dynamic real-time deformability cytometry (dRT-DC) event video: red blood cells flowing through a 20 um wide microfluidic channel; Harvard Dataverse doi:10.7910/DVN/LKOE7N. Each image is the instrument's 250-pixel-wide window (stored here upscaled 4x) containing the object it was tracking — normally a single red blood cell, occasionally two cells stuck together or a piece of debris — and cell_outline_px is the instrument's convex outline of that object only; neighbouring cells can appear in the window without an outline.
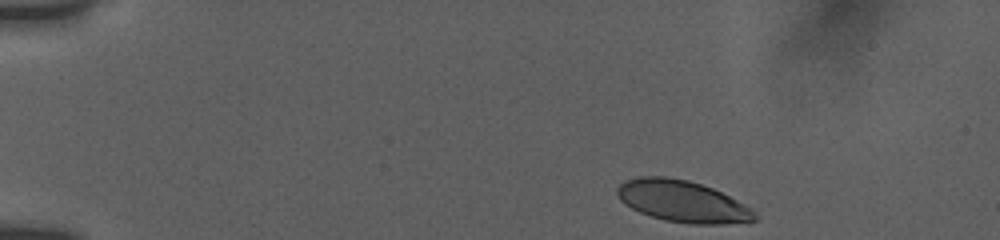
{"species": "human", "species_latin": "Homo sapiens", "temperature_condition": "room temperature", "stored_images_in_passage": 47, "camera_frame_rate_fps": 3000, "um_per_image_px": 0.085, "donor": {"sex": "female"}, "frame": {"image": 1, "passage_image": 1, "time_ms": 0.0, "image_size_px": [1000, 240], "cell_outline_px": [[760, 216], [756, 220], [724, 224], [688, 224], [664, 220], [640, 212], [624, 204], [616, 196], [616, 188], [624, 180], [640, 176], [668, 176], [688, 180], [712, 188], [752, 208]], "centroid_in_image_um": [57.99, 17.11], "position_along_channel_um": 27.0, "area_um2": 33.52}}
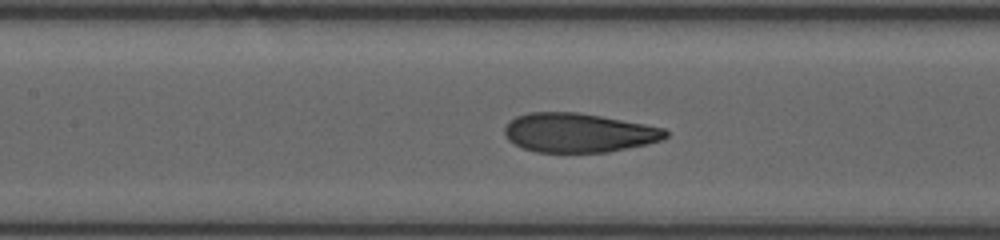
{"frame": {"image": 2, "passage_image": 19, "time_ms": 6.0, "image_size_px": [1000, 240], "cell_outline_px": [[668, 136], [664, 140], [648, 144], [608, 152], [536, 152], [524, 148], [508, 140], [504, 136], [504, 128], [516, 116], [528, 112], [576, 112], [600, 116], [644, 124], [664, 128], [668, 132]], "centroid_in_image_um": [49.19, 11.29], "position_along_channel_um": 158.2, "area_um2": 36.7}}
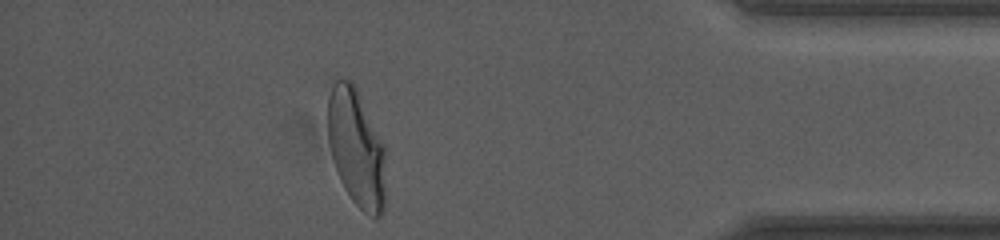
{"frame": {"image": 3, "passage_image": 41, "time_ms": 13.333, "image_size_px": [1000, 240], "cell_outline_px": [[384, 208], [380, 216], [376, 220], [364, 212], [352, 200], [344, 188], [340, 180], [332, 156], [328, 140], [328, 96], [332, 84], [340, 76], [352, 80], [356, 88], [384, 148]], "centroid_in_image_um": [30.26, 12.57], "position_along_channel_um": 404.9, "area_um2": 39.25}, "authors_computed_cell_mechanics": {"area_um2": 37.57, "velocity_mm_per_s": 3.8302, "shape_relaxation_time_tau1_ms": 5.8178, "shape_relaxation_time_tau2_ms": 0.9456, "deformation_change_tau1": 0.2374, "deformation_change_tau2": 0.0823}}